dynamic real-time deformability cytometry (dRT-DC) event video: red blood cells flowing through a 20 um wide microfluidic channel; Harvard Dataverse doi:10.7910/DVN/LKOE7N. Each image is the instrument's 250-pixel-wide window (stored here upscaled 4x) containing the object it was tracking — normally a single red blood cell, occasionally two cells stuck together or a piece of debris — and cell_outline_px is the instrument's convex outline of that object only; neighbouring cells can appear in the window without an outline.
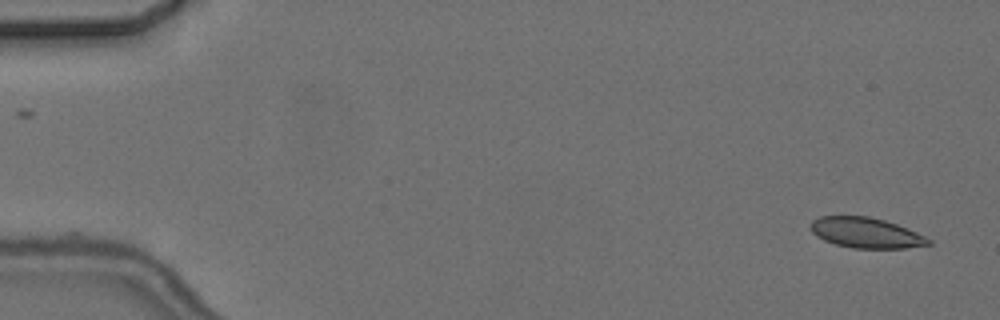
{"species": "common noctule bat (a hibernating species)", "species_latin": "Nyctalus noctula", "temperature_condition": "cold", "stored_images_in_passage": 2, "camera_frame_rate_fps": 3000, "um_per_image_px": 0.085, "animal": {"sex": "female", "body_mass_g": 24.6, "forearm_length_mm": 56.2}, "frame": {"image": 1, "passage_image": 2, "time_ms": 1.333, "image_size_px": [1000, 320], "cell_outline_px": [[932, 244], [904, 248], [852, 248], [836, 244], [824, 240], [816, 236], [812, 232], [808, 224], [812, 220], [820, 216], [868, 216], [884, 220], [908, 228], [932, 240]], "centroid_in_image_um": [73.58, 19.78], "position_along_channel_um": 11.4, "area_um2": 20.92}}